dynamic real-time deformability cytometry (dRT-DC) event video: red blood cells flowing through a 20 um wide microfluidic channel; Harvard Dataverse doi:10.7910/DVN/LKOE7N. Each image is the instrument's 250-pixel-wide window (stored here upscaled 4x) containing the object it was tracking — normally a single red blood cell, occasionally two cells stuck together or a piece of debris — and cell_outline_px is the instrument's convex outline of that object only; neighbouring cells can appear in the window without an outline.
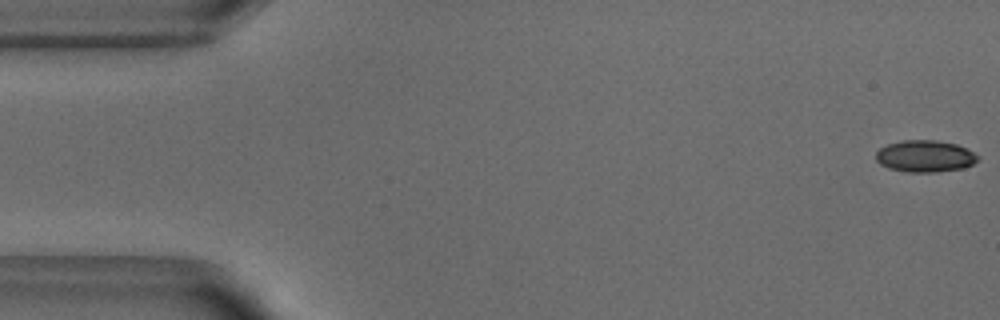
{"species": "common noctule bat (a hibernating species)", "species_latin": "Nyctalus noctula", "temperature_condition": "warm", "stored_images_in_passage": 52, "camera_frame_rate_fps": 3000, "um_per_image_px": 0.085, "animal": {"sex": "male", "body_mass_g": 18.8}, "frame": {"image": 1, "passage_image": 1, "time_ms": 0.0, "image_size_px": [1000, 320], "cell_outline_px": [[976, 160], [972, 164], [964, 168], [936, 172], [908, 172], [888, 168], [880, 164], [876, 160], [876, 152], [880, 148], [888, 144], [904, 140], [936, 140], [956, 144], [972, 152], [976, 156]], "centroid_in_image_um": [78.58, 13.28], "position_along_channel_um": 6.4, "area_um2": 18.67}}
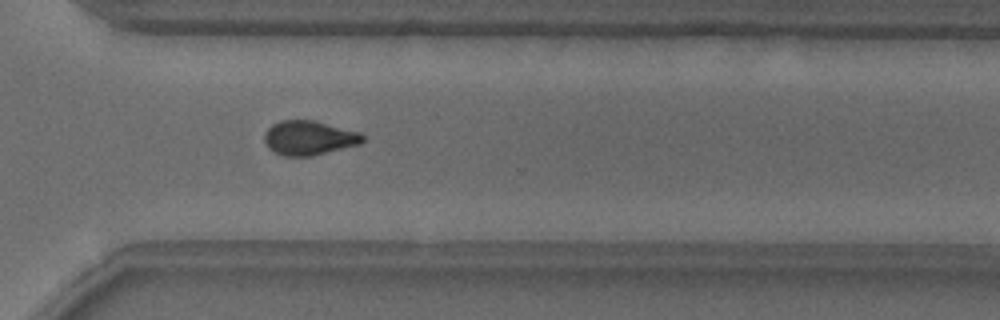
{"frame": {"image": 2, "passage_image": 37, "time_ms": 12.0, "image_size_px": [1000, 320], "cell_outline_px": [[364, 140], [360, 144], [312, 156], [284, 156], [268, 148], [264, 140], [264, 136], [268, 128], [272, 124], [280, 120], [316, 120], [360, 132], [364, 136]], "centroid_in_image_um": [26.27, 11.71], "position_along_channel_um": 344.3, "area_um2": 19.77}}
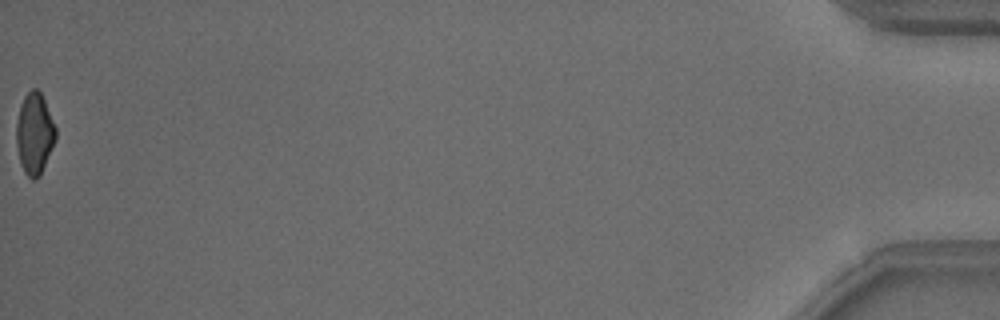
{"frame": {"image": 3, "passage_image": 52, "time_ms": 17.0, "image_size_px": [1000, 320], "cell_outline_px": [[56, 140], [40, 176], [36, 180], [32, 180], [24, 172], [20, 164], [16, 144], [16, 124], [20, 104], [24, 96], [32, 88], [36, 88], [40, 92], [44, 100], [56, 128]], "centroid_in_image_um": [2.92, 11.38], "position_along_channel_um": 432.3, "area_um2": 18.79}, "authors_computed_cell_mechanics": {"area_um2": 19.652, "velocity_mm_per_s": 3.8802, "shape_relaxation_time_tau1_ms": 3.9003, "shape_relaxation_time_tau2_ms": 1.3363, "deformation_change_tau1": 0.1236, "deformation_change_tau2": 0.0561}}